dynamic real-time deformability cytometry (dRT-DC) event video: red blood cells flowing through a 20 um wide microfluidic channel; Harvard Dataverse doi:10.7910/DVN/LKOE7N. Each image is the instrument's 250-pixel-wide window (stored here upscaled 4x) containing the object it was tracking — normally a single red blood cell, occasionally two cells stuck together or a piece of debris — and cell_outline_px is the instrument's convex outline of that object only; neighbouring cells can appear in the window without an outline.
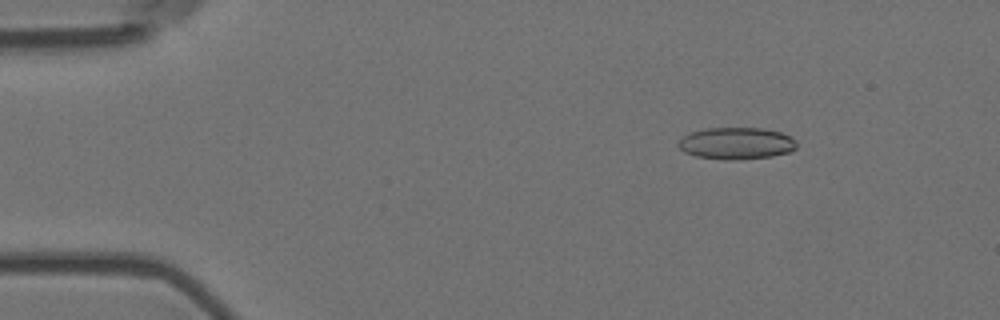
{"species": "Egyptian fruit bat (a non-hibernating species)", "species_latin": "Rousettus aegyptiacus", "temperature_condition": "room temperature", "stored_images_in_passage": 6, "camera_frame_rate_fps": 3000, "um_per_image_px": 0.085, "animal": {"sex": "female"}, "frame": {"image": 1, "passage_image": 1, "time_ms": 0.0, "image_size_px": [1000, 320], "cell_outline_px": [[796, 148], [792, 152], [772, 156], [732, 160], [724, 160], [696, 156], [684, 152], [676, 144], [684, 136], [692, 132], [708, 128], [760, 128], [780, 132], [796, 140]], "centroid_in_image_um": [62.6, 12.19], "position_along_channel_um": 22.4, "area_um2": 21.91}}
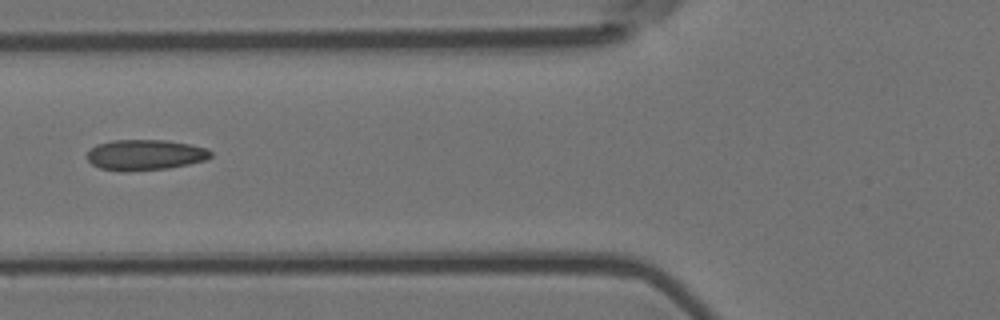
{"frame": {"image": 2, "passage_image": 5, "time_ms": 1.333, "image_size_px": [1000, 320], "cell_outline_px": [[212, 156], [204, 160], [188, 164], [168, 168], [124, 172], [120, 172], [100, 168], [92, 164], [88, 160], [88, 152], [96, 144], [112, 140], [168, 140], [208, 148], [212, 152]], "centroid_in_image_um": [12.33, 13.16], "position_along_channel_um": 113.5, "area_um2": 22.14}}
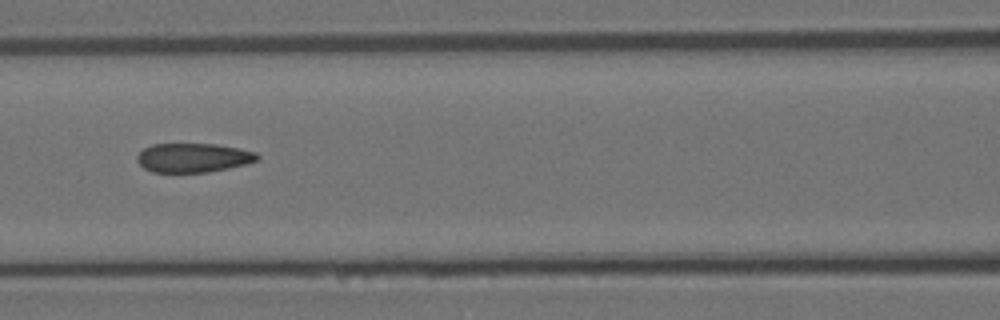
{"frame": {"image": 3, "passage_image": 6, "time_ms": 1.667, "image_size_px": [1000, 320], "cell_outline_px": [[260, 156], [256, 160], [244, 164], [228, 168], [208, 172], [152, 172], [144, 168], [136, 160], [136, 156], [144, 148], [152, 144], [216, 144], [256, 152]], "centroid_in_image_um": [16.38, 13.4], "position_along_channel_um": 150.2, "area_um2": 20.23}}